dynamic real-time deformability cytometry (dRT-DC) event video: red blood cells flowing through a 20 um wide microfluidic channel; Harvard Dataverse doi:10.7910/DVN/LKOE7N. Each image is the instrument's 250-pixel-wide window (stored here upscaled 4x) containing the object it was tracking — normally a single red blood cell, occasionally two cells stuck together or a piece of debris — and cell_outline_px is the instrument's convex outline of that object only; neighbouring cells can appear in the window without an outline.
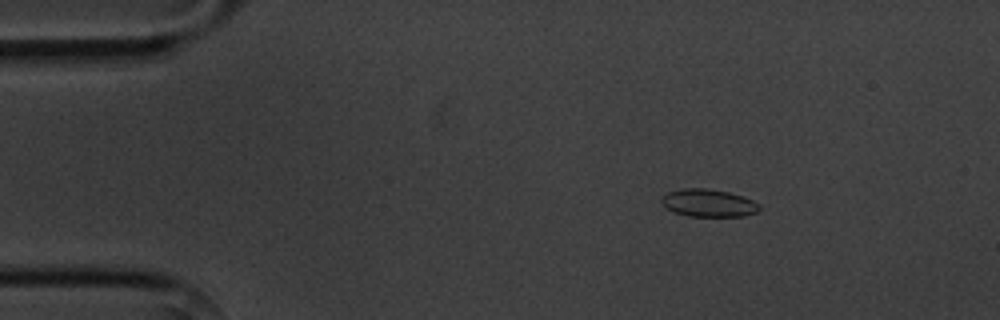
{"species": "common noctule bat (a hibernating species)", "species_latin": "Nyctalus noctula", "temperature_condition": "cold", "stored_images_in_passage": 4, "camera_frame_rate_fps": 3000, "um_per_image_px": 0.085, "animal": {"sex": "male", "body_mass_g": 20.1, "forearm_length_mm": 53.5}, "frame": {"image": 1, "passage_image": 3, "time_ms": 2.333, "image_size_px": [1000, 320], "cell_outline_px": [[760, 208], [756, 212], [744, 216], [688, 216], [672, 212], [660, 200], [668, 192], [684, 188], [708, 188], [728, 192], [752, 200], [760, 204]], "centroid_in_image_um": [60.22, 17.26], "position_along_channel_um": 24.8, "area_um2": 15.61}}